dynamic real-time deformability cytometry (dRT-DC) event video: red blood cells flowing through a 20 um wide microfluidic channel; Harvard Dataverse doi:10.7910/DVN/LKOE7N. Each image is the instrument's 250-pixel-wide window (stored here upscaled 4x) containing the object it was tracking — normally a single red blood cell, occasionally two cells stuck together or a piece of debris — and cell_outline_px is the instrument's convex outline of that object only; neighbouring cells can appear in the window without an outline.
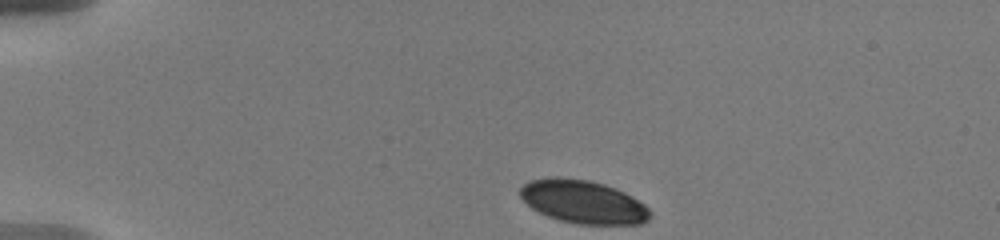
{"species": "human", "species_latin": "Homo sapiens", "temperature_condition": "warm", "stored_images_in_passage": 66, "camera_frame_rate_fps": 3000, "um_per_image_px": 0.085, "donor": {"sex": "male"}, "frame": {"image": 1, "passage_image": 1, "time_ms": 0.0, "image_size_px": [1000, 240], "cell_outline_px": [[652, 216], [644, 224], [576, 224], [560, 220], [548, 216], [532, 208], [520, 196], [520, 188], [528, 180], [552, 176], [560, 176], [588, 180], [604, 184], [616, 188], [632, 196], [644, 204], [652, 212]], "centroid_in_image_um": [49.59, 17.14], "position_along_channel_um": 35.4, "area_um2": 32.95}}
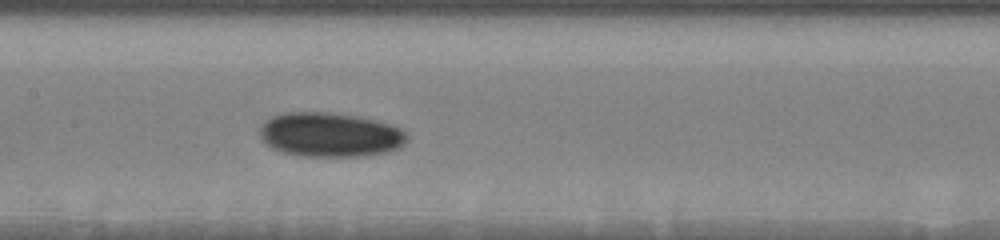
{"frame": {"image": 2, "passage_image": 23, "time_ms": 5.667, "image_size_px": [1000, 240], "cell_outline_px": [[408, 140], [404, 144], [396, 148], [384, 152], [360, 156], [300, 156], [284, 152], [272, 148], [264, 144], [260, 136], [260, 128], [264, 120], [272, 116], [288, 112], [328, 112], [360, 116], [376, 120], [400, 128], [408, 132]], "centroid_in_image_um": [28.04, 11.44], "position_along_channel_um": 179.4, "area_um2": 38.21}}
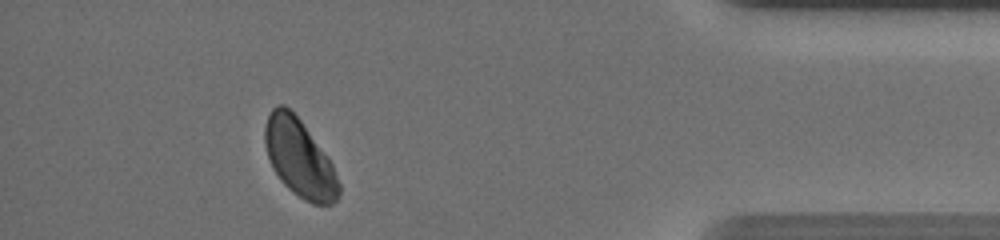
{"frame": {"image": 3, "passage_image": 61, "time_ms": 13.0, "image_size_px": [1000, 240], "cell_outline_px": [[340, 192], [336, 200], [332, 204], [312, 204], [304, 200], [292, 192], [280, 180], [272, 168], [264, 144], [264, 124], [272, 108], [276, 104], [284, 104], [300, 120], [328, 156], [332, 164], [340, 184]], "centroid_in_image_um": [25.44, 13.45], "position_along_channel_um": 409.8, "area_um2": 33.52}, "authors_computed_cell_mechanics": {"area_um2": 35.547, "velocity_mm_per_s": 3.6653, "shape_relaxation_time_tau1_ms": 3.5131, "shape_relaxation_time_tau2_ms": null, "deformation_change_tau1": 0.0581, "deformation_change_tau2": null}}